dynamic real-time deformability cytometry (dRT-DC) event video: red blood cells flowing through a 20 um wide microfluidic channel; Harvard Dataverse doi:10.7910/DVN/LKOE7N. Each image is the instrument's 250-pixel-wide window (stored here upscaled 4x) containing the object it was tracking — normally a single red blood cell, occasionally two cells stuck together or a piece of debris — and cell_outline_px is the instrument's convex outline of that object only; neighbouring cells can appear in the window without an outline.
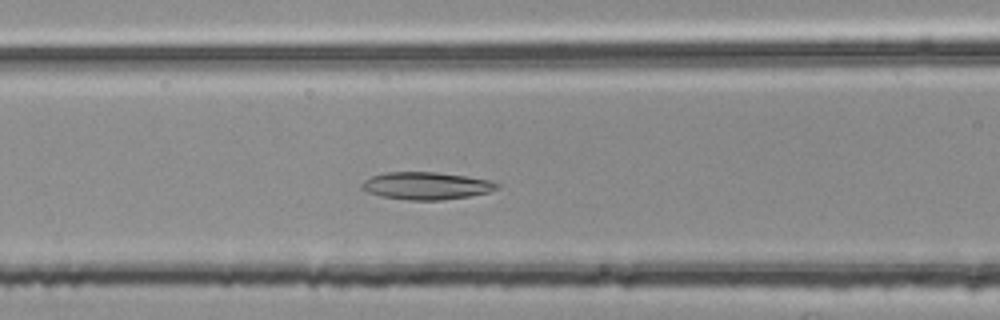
{"species": "common noctule bat (a hibernating species)", "species_latin": "Nyctalus noctula", "temperature_condition": "room temperature", "stored_images_in_passage": 44, "camera_frame_rate_fps": 3000, "um_per_image_px": 0.085, "animal": {"sex": "female", "body_mass_g": 25.1}, "frame": {"image": 1, "passage_image": 19, "time_ms": 6.0, "image_size_px": [1000, 320], "cell_outline_px": [[500, 188], [488, 192], [468, 196], [444, 200], [408, 200], [380, 196], [368, 192], [360, 188], [360, 184], [364, 180], [372, 176], [384, 172], [436, 172], [464, 176], [488, 180], [500, 184]], "centroid_in_image_um": [36.2, 15.79], "position_along_channel_um": 130.4, "area_um2": 21.62}}
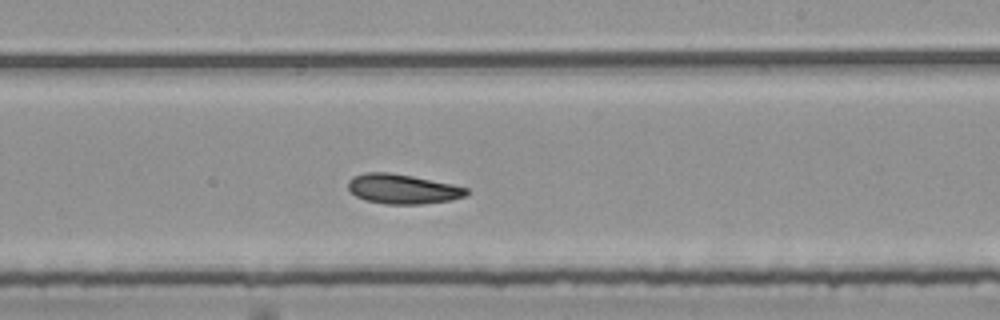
{"frame": {"image": 2, "passage_image": 29, "time_ms": 9.333, "image_size_px": [1000, 320], "cell_outline_px": [[468, 192], [464, 196], [448, 200], [420, 204], [384, 204], [364, 200], [356, 196], [348, 188], [348, 180], [352, 176], [364, 172], [388, 172], [412, 176], [452, 184], [468, 188]], "centroid_in_image_um": [34.16, 16.05], "position_along_channel_um": 254.8, "area_um2": 20.4}}
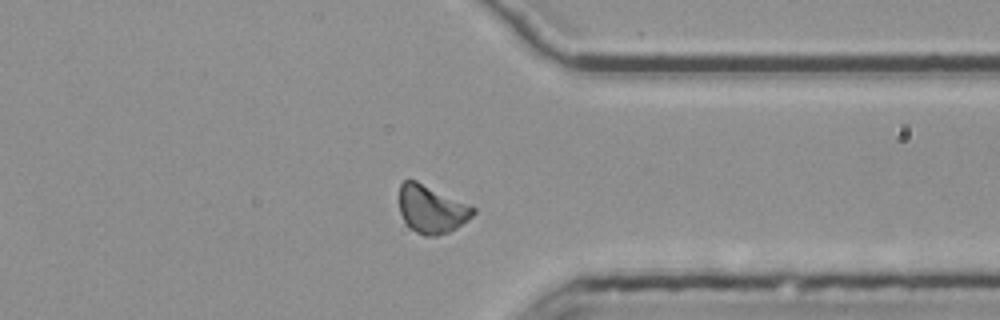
{"frame": {"image": 3, "passage_image": 39, "time_ms": 12.667, "image_size_px": [1000, 320], "cell_outline_px": [[476, 212], [468, 220], [456, 228], [448, 232], [436, 236], [424, 236], [416, 232], [404, 220], [400, 212], [400, 184], [404, 180], [416, 180], [476, 208]], "centroid_in_image_um": [36.69, 17.79], "position_along_channel_um": 374.7, "area_um2": 20.35}, "authors_computed_cell_mechanics": {"area_um2": 20.6924, "velocity_mm_per_s": 3.7498, "shape_relaxation_time_tau1_ms": 4.8439, "shape_relaxation_time_tau2_ms": 2.6912, "deformation_change_tau1": 0.1277, "deformation_change_tau2": 0.0845}}